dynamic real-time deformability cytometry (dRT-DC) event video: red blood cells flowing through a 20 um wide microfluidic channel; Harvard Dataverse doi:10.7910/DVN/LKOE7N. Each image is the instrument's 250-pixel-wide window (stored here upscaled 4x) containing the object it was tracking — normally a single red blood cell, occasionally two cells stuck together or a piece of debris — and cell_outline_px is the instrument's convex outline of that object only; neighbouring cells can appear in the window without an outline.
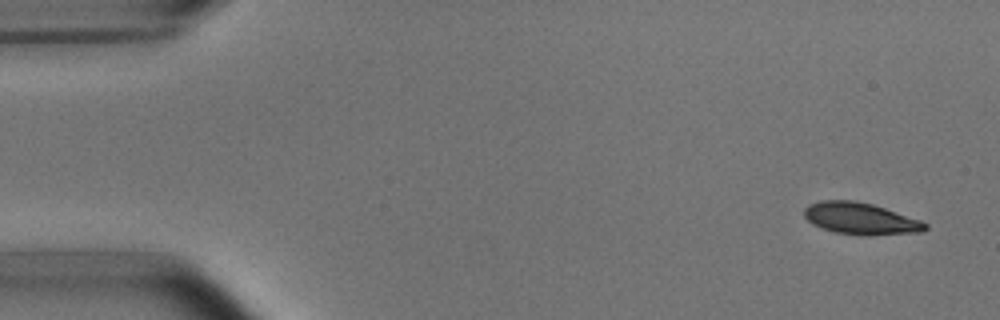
{"species": "common noctule bat (a hibernating species)", "species_latin": "Nyctalus noctula", "temperature_condition": "room temperature", "stored_images_in_passage": 4, "camera_frame_rate_fps": 3000, "um_per_image_px": 0.085, "animal": {"sex": "male", "body_mass_g": 15.6}, "frame": {"image": 1, "passage_image": 1, "time_ms": 0.0, "image_size_px": [1000, 320], "cell_outline_px": [[928, 228], [924, 232], [868, 236], [864, 236], [836, 232], [812, 224], [804, 216], [804, 208], [808, 204], [820, 200], [856, 200], [872, 204], [920, 220], [928, 224]], "centroid_in_image_um": [73.16, 18.58], "position_along_channel_um": 11.8, "area_um2": 22.54}}
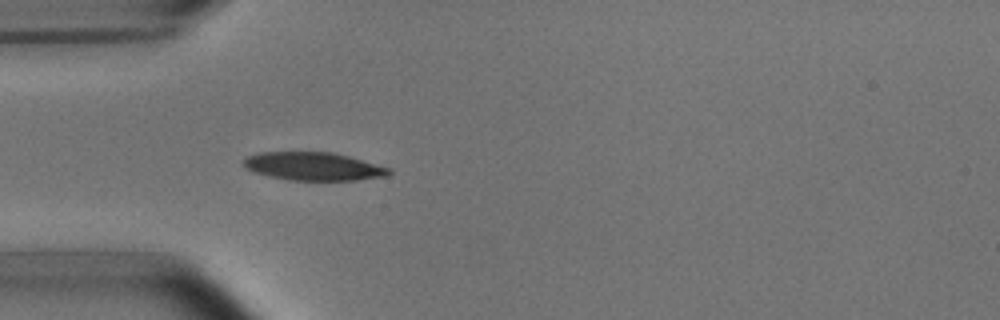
{"frame": {"image": 2, "passage_image": 4, "time_ms": 4.333, "image_size_px": [1000, 320], "cell_outline_px": [[392, 172], [388, 176], [356, 180], [288, 180], [252, 172], [244, 168], [244, 160], [248, 156], [260, 152], [332, 152], [348, 156], [392, 168]], "centroid_in_image_um": [26.66, 14.14], "position_along_channel_um": 58.3, "area_um2": 23.93}}